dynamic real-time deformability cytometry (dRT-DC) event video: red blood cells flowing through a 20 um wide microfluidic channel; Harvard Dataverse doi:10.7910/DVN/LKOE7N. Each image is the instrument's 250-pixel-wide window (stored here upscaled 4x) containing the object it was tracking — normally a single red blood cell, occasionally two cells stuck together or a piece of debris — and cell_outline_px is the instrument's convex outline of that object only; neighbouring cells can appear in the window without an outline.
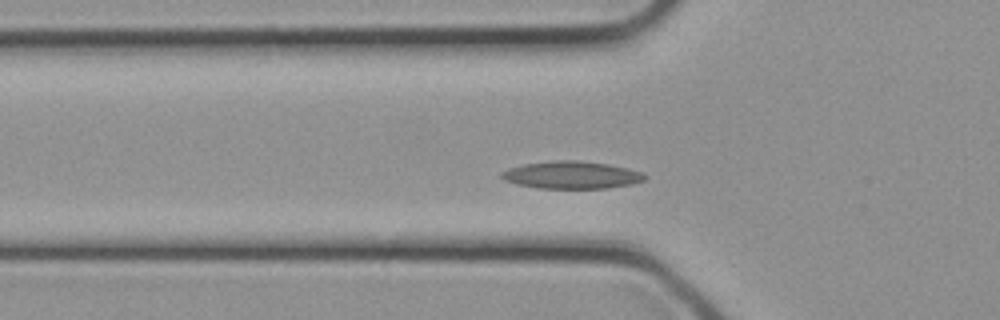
{"species": "common noctule bat (a hibernating species)", "species_latin": "Nyctalus noctula", "temperature_condition": "cold", "stored_images_in_passage": 3, "camera_frame_rate_fps": 3000, "um_per_image_px": 0.085, "animal": {"sex": "female", "body_mass_g": 21.9}, "frame": {"image": 1, "passage_image": 2, "time_ms": 0.333, "image_size_px": [1000, 320], "cell_outline_px": [[648, 176], [644, 180], [632, 184], [608, 188], [536, 188], [516, 184], [504, 180], [500, 176], [500, 172], [508, 168], [524, 164], [552, 160], [580, 160], [608, 164], [628, 168], [644, 172]], "centroid_in_image_um": [48.59, 14.87], "position_along_channel_um": 77.2, "area_um2": 23.18}}